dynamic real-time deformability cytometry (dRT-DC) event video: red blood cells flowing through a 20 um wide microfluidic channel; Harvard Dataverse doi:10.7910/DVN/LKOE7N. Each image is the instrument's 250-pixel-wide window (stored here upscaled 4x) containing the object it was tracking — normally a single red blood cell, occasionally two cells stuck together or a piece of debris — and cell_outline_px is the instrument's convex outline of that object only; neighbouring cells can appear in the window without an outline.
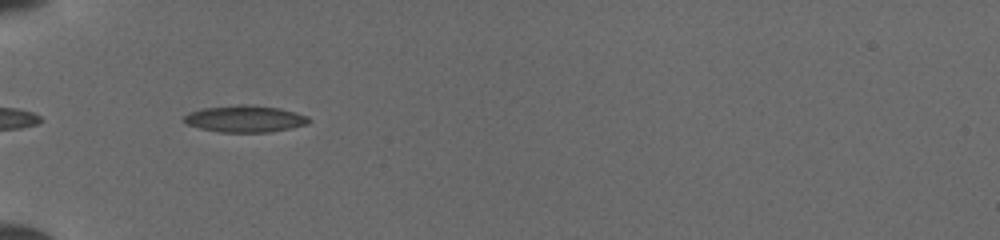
{"species": "common noctule bat (a hibernating species)", "species_latin": "Nyctalus noctula", "temperature_condition": "cold", "stored_images_in_passage": 23, "camera_frame_rate_fps": 3000, "um_per_image_px": 0.085, "animal": {"sex": "female", "body_mass_g": 19.5, "forearm_length_mm": 54.1}, "frame": {"image": 1, "passage_image": 2, "time_ms": 0.333, "image_size_px": [1000, 240], "cell_outline_px": [[308, 120], [304, 124], [288, 128], [268, 132], [220, 132], [200, 128], [188, 124], [184, 120], [184, 116], [188, 112], [200, 108], [236, 104], [252, 104], [280, 108], [296, 112], [308, 116]], "centroid_in_image_um": [20.77, 10.07], "position_along_channel_um": 64.2, "area_um2": 19.42}}
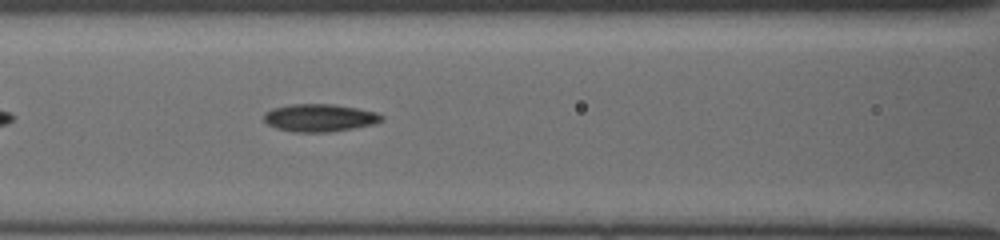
{"frame": {"image": 2, "passage_image": 8, "time_ms": 2.333, "image_size_px": [1000, 240], "cell_outline_px": [[384, 120], [372, 124], [352, 128], [328, 132], [292, 132], [276, 128], [268, 124], [264, 120], [264, 112], [272, 108], [288, 104], [332, 104], [356, 108], [376, 112], [384, 116]], "centroid_in_image_um": [27.13, 10.01], "position_along_channel_um": 139.5, "area_um2": 18.96}}
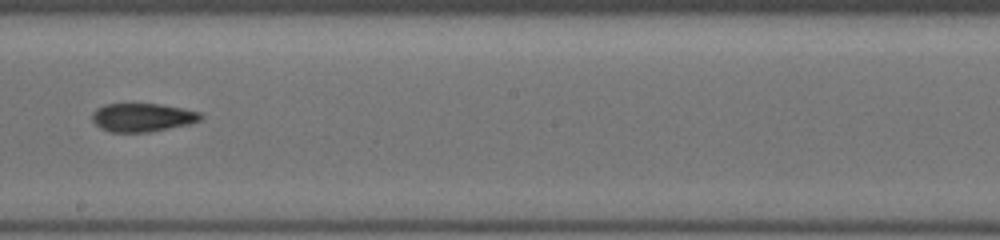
{"frame": {"image": 3, "passage_image": 15, "time_ms": 4.667, "image_size_px": [1000, 240], "cell_outline_px": [[204, 116], [200, 120], [188, 124], [148, 132], [112, 132], [100, 128], [92, 120], [92, 112], [96, 108], [104, 104], [128, 100], [160, 104], [200, 112]], "centroid_in_image_um": [12.03, 9.92], "position_along_channel_um": 236.2, "area_um2": 18.67}}